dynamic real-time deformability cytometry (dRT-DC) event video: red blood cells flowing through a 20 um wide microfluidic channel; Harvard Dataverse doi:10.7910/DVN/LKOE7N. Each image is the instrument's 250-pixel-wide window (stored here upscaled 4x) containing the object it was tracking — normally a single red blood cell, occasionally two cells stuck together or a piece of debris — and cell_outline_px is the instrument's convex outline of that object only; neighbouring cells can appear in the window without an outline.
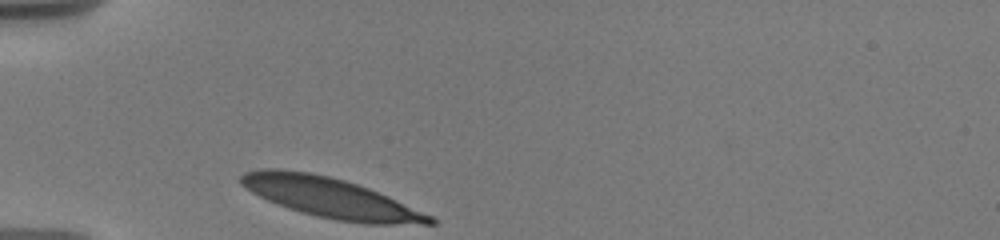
{"species": "human", "species_latin": "Homo sapiens", "temperature_condition": "warm", "stored_images_in_passage": 7, "camera_frame_rate_fps": 3000, "um_per_image_px": 0.085, "donor": {"sex": "male"}, "frame": {"image": 1, "passage_image": 1, "time_ms": 0.0, "image_size_px": [1000, 240], "cell_outline_px": [[436, 224], [364, 224], [336, 220], [316, 216], [300, 212], [276, 204], [244, 188], [240, 184], [240, 176], [244, 172], [260, 168], [280, 168], [312, 172], [344, 180], [368, 188], [388, 196], [432, 216], [436, 220]], "centroid_in_image_um": [28.05, 16.8], "position_along_channel_um": 56.9, "area_um2": 44.04}}
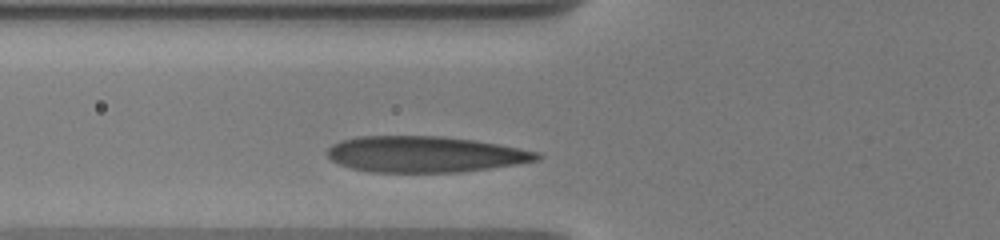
{"frame": {"image": 2, "passage_image": 4, "time_ms": 1.333, "image_size_px": [1000, 240], "cell_outline_px": [[540, 156], [536, 160], [516, 164], [460, 172], [372, 172], [352, 168], [340, 164], [332, 160], [328, 156], [328, 148], [332, 144], [340, 140], [356, 136], [440, 136], [476, 140], [540, 152]], "centroid_in_image_um": [36.09, 13.1], "position_along_channel_um": 89.7, "area_um2": 43.87}}
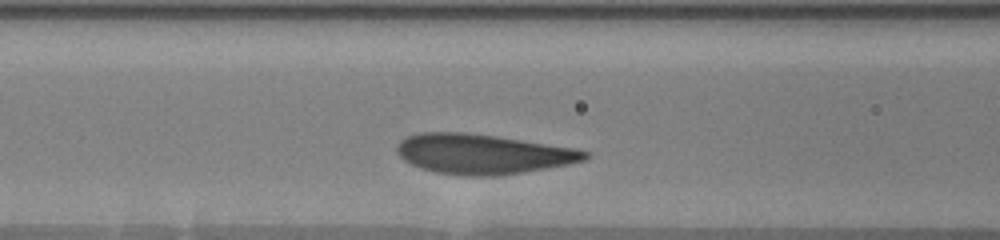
{"frame": {"image": 3, "passage_image": 6, "time_ms": 2.333, "image_size_px": [1000, 240], "cell_outline_px": [[592, 152], [584, 160], [568, 164], [548, 168], [492, 176], [464, 176], [436, 172], [420, 168], [404, 160], [396, 152], [396, 144], [404, 136], [420, 132], [468, 132], [496, 136], [576, 148]], "centroid_in_image_um": [41.0, 13.08], "position_along_channel_um": 125.6, "area_um2": 43.87}}